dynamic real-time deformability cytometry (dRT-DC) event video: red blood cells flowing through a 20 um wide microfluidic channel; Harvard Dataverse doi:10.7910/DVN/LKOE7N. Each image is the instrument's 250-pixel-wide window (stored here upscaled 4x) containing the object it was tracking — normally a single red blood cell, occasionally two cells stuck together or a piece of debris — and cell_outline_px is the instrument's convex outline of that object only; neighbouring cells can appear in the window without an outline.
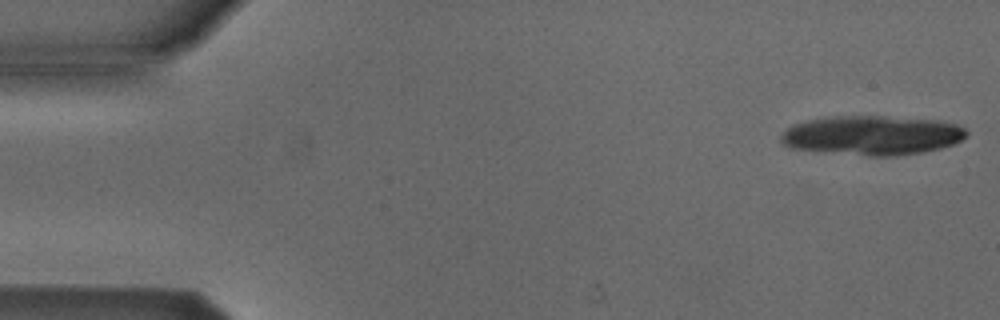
{"species": "Egyptian fruit bat (a non-hibernating species)", "species_latin": "Rousettus aegyptiacus", "temperature_condition": "cold", "stored_images_in_passage": 12, "camera_frame_rate_fps": 3000, "um_per_image_px": 0.085, "animal": {"sex": "male"}, "frame": {"image": 1, "passage_image": 1, "time_ms": 0.0, "image_size_px": [1000, 320], "cell_outline_px": [[968, 136], [952, 144], [940, 148], [920, 152], [896, 156], [868, 156], [812, 152], [788, 148], [780, 140], [780, 136], [792, 124], [808, 120], [832, 116], [884, 116], [940, 120], [956, 124], [964, 128], [968, 132]], "centroid_in_image_um": [74.08, 11.51], "position_along_channel_um": 10.9, "area_um2": 43.12}}